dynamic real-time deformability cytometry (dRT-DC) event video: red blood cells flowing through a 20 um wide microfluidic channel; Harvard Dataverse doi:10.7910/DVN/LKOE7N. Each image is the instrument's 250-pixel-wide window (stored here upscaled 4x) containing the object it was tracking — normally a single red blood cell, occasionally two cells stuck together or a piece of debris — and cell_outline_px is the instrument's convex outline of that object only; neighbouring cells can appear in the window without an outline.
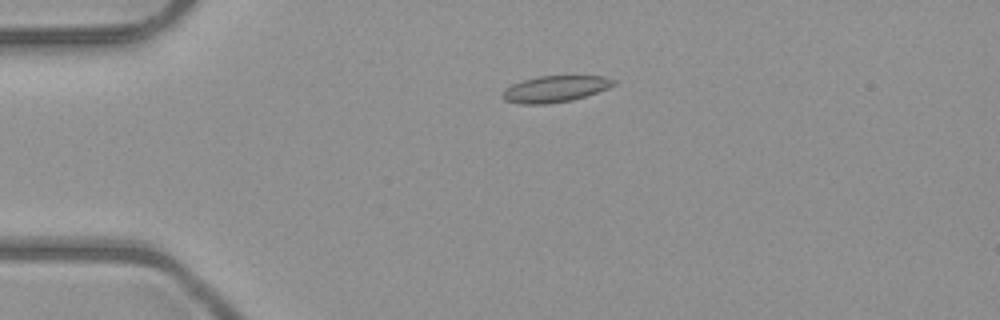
{"species": "common noctule bat (a hibernating species)", "species_latin": "Nyctalus noctula", "temperature_condition": "room temperature", "stored_images_in_passage": 50, "camera_frame_rate_fps": 3000, "um_per_image_px": 0.085, "animal": {"sex": "male", "body_mass_g": 23.1, "forearm_length_mm": 52.7}, "frame": {"image": 1, "passage_image": 10, "time_ms": 3.0, "image_size_px": [1000, 320], "cell_outline_px": [[616, 84], [608, 88], [572, 100], [544, 104], [520, 104], [504, 100], [500, 96], [504, 88], [512, 84], [536, 76], [604, 76], [616, 80]], "centroid_in_image_um": [47.14, 7.56], "position_along_channel_um": 37.9, "area_um2": 17.11}}
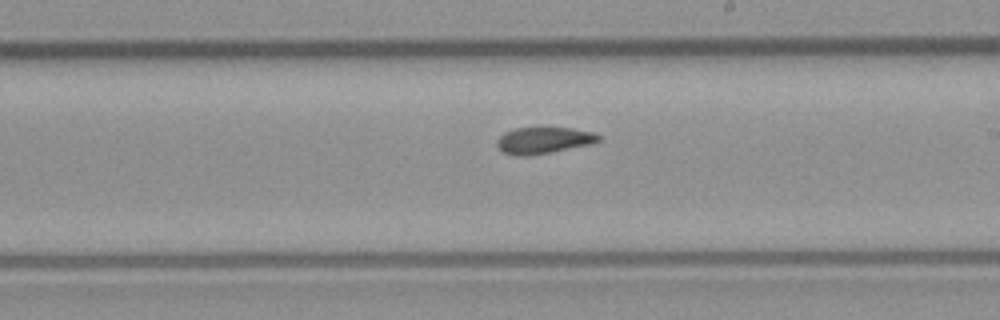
{"frame": {"image": 2, "passage_image": 28, "time_ms": 9.0, "image_size_px": [1000, 320], "cell_outline_px": [[600, 140], [588, 144], [528, 156], [516, 156], [504, 152], [496, 144], [496, 140], [504, 132], [516, 128], [540, 124], [572, 128], [592, 132], [600, 136]], "centroid_in_image_um": [46.15, 11.86], "position_along_channel_um": 242.8, "area_um2": 16.13}}
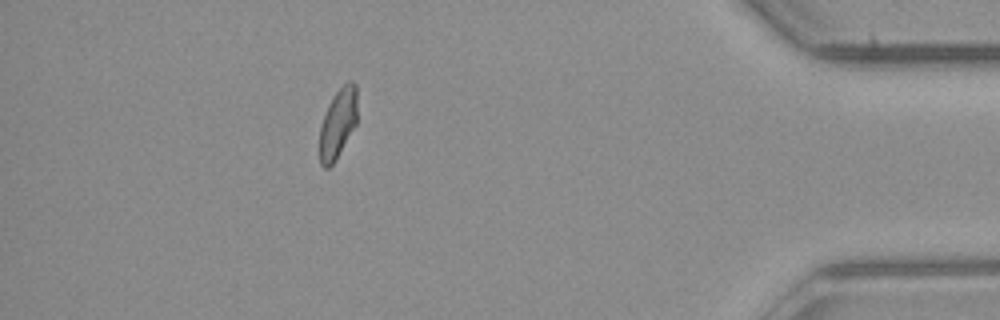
{"frame": {"image": 3, "passage_image": 44, "time_ms": 14.333, "image_size_px": [1000, 320], "cell_outline_px": [[356, 124], [336, 160], [328, 168], [324, 168], [320, 164], [320, 124], [328, 104], [332, 96], [348, 80], [352, 80], [356, 84]], "centroid_in_image_um": [28.71, 10.48], "position_along_channel_um": 406.5, "area_um2": 15.32}, "authors_computed_cell_mechanics": {"area_um2": 16.2418, "velocity_mm_per_s": 4.023, "shape_relaxation_time_tau1_ms": 9.2736, "shape_relaxation_time_tau2_ms": 4.2587, "deformation_change_tau1": 0.1779, "deformation_change_tau2": 0.0617}}